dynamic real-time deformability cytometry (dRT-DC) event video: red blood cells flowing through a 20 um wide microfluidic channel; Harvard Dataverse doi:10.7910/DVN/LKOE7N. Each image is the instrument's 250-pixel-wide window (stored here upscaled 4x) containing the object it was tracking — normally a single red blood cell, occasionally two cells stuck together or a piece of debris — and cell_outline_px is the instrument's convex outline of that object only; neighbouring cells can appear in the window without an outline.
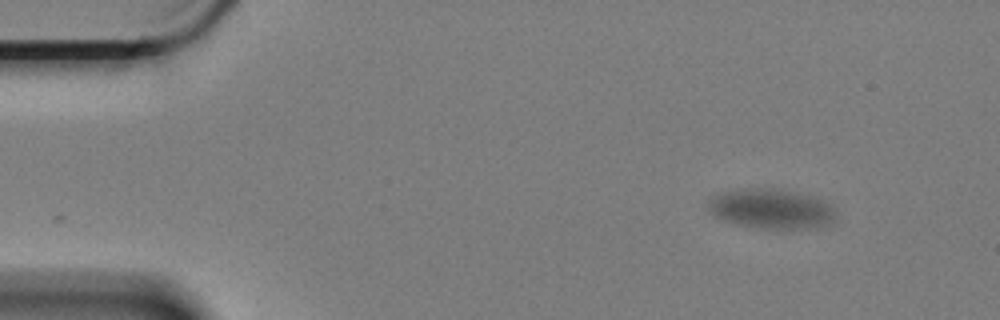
{"species": "Egyptian fruit bat (a non-hibernating species)", "species_latin": "Rousettus aegyptiacus", "temperature_condition": "cold", "stored_images_in_passage": 16, "camera_frame_rate_fps": 3000, "um_per_image_px": 0.085, "animal": {"sex": "female"}, "frame": {"image": 1, "passage_image": 1, "time_ms": 0.0, "image_size_px": [1000, 320], "cell_outline_px": [[840, 220], [816, 228], [764, 228], [736, 224], [724, 220], [708, 212], [708, 200], [712, 196], [720, 192], [744, 188], [776, 188], [812, 196], [824, 200], [832, 204], [836, 208]], "centroid_in_image_um": [65.63, 17.74], "position_along_channel_um": 19.4, "area_um2": 30.17}}
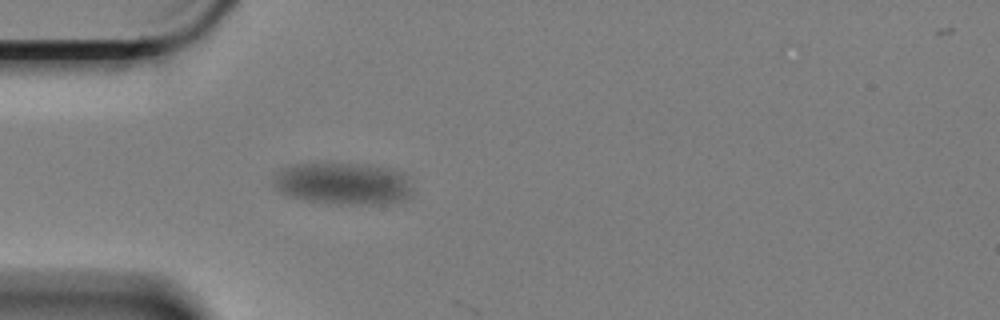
{"frame": {"image": 2, "passage_image": 15, "time_ms": 4.667, "image_size_px": [1000, 320], "cell_outline_px": [[412, 196], [404, 200], [372, 204], [348, 204], [312, 200], [292, 196], [280, 192], [272, 184], [272, 172], [288, 164], [312, 160], [372, 164], [392, 168], [400, 172], [404, 176], [412, 188]], "centroid_in_image_um": [29.07, 15.51], "position_along_channel_um": 55.9, "area_um2": 35.26}}